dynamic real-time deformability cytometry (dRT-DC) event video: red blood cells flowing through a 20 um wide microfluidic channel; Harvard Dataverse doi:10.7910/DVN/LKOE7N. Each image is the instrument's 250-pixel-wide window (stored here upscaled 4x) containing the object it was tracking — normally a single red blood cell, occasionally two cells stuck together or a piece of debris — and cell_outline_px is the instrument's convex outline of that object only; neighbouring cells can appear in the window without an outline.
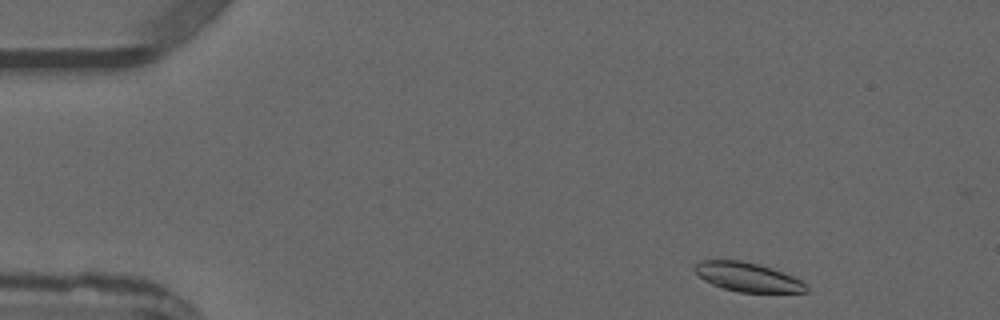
{"species": "common noctule bat (a hibernating species)", "species_latin": "Nyctalus noctula", "temperature_condition": "warm", "stored_images_in_passage": 1, "camera_frame_rate_fps": 3000, "um_per_image_px": 0.085, "animal": {"sex": "male", "forearm_length_mm": 52.5}, "frame": {"image": 1, "passage_image": 1, "time_ms": 0.0, "image_size_px": [1000, 320], "cell_outline_px": [[808, 292], [740, 292], [724, 288], [712, 284], [704, 280], [692, 268], [692, 264], [700, 260], [740, 260], [756, 264], [792, 276], [800, 280], [808, 288]], "centroid_in_image_um": [63.47, 23.54], "position_along_channel_um": 21.5, "area_um2": 18.55}}